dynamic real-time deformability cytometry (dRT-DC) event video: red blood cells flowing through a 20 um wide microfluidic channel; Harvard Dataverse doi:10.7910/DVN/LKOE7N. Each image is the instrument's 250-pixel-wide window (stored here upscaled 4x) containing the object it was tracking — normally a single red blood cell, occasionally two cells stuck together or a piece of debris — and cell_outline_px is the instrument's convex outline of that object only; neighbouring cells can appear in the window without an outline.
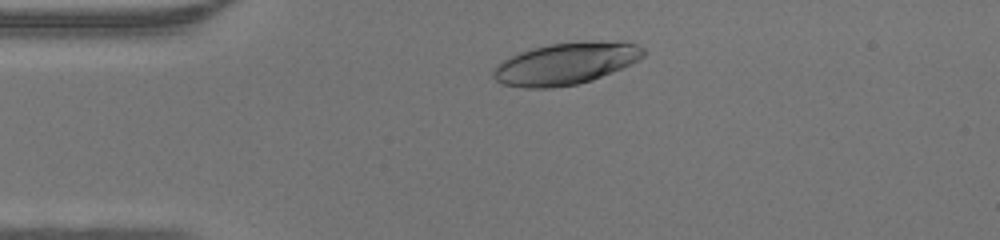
{"species": "human", "species_latin": "Homo sapiens", "temperature_condition": "warm", "stored_images_in_passage": 41, "camera_frame_rate_fps": 3000, "um_per_image_px": 0.085, "donor": {"sex": "male"}, "frame": {"image": 1, "passage_image": 5, "time_ms": 1.333, "image_size_px": [1000, 240], "cell_outline_px": [[644, 56], [640, 60], [632, 64], [592, 80], [576, 84], [552, 88], [524, 88], [504, 84], [496, 80], [492, 76], [492, 72], [496, 64], [520, 52], [532, 48], [548, 44], [584, 40], [624, 40], [636, 44], [644, 48]], "centroid_in_image_um": [48.14, 5.37], "position_along_channel_um": 36.9, "area_um2": 37.22}}
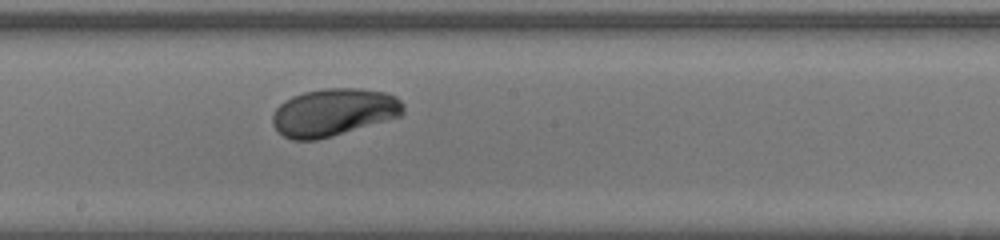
{"frame": {"image": 2, "passage_image": 20, "time_ms": 6.333, "image_size_px": [1000, 240], "cell_outline_px": [[404, 112], [400, 116], [332, 136], [316, 140], [292, 140], [276, 132], [272, 124], [272, 116], [276, 108], [284, 100], [292, 96], [304, 92], [324, 88], [360, 88], [384, 92], [396, 96], [404, 104]], "centroid_in_image_um": [28.33, 9.54], "position_along_channel_um": 219.9, "area_um2": 36.36}}
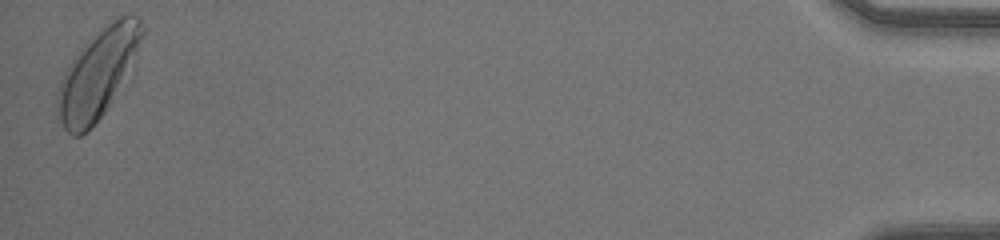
{"frame": {"image": 3, "passage_image": 41, "time_ms": 13.333, "image_size_px": [1000, 240], "cell_outline_px": [[144, 32], [104, 112], [88, 132], [80, 136], [72, 136], [64, 128], [56, 116], [56, 92], [60, 80], [64, 72], [76, 52], [116, 16], [136, 16], [140, 20], [144, 28]], "centroid_in_image_um": [8.18, 6.31], "position_along_channel_um": 427.0, "area_um2": 41.79}}